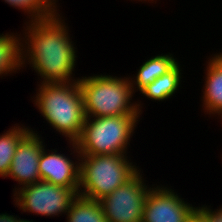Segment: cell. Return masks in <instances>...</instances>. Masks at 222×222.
Instances as JSON below:
<instances>
[{"mask_svg":"<svg viewBox=\"0 0 222 222\" xmlns=\"http://www.w3.org/2000/svg\"><path fill=\"white\" fill-rule=\"evenodd\" d=\"M60 15L58 12L47 19L25 23L23 66L29 64L40 76V83H73L80 79L73 76L77 48Z\"/></svg>","mask_w":222,"mask_h":222,"instance_id":"cell-1","label":"cell"},{"mask_svg":"<svg viewBox=\"0 0 222 222\" xmlns=\"http://www.w3.org/2000/svg\"><path fill=\"white\" fill-rule=\"evenodd\" d=\"M34 104L47 123L60 135L75 142L86 119L83 94L78 81L73 83H40Z\"/></svg>","mask_w":222,"mask_h":222,"instance_id":"cell-2","label":"cell"},{"mask_svg":"<svg viewBox=\"0 0 222 222\" xmlns=\"http://www.w3.org/2000/svg\"><path fill=\"white\" fill-rule=\"evenodd\" d=\"M78 84L86 117L142 114L141 101L131 102L134 92L129 77L94 74L80 77Z\"/></svg>","mask_w":222,"mask_h":222,"instance_id":"cell-3","label":"cell"},{"mask_svg":"<svg viewBox=\"0 0 222 222\" xmlns=\"http://www.w3.org/2000/svg\"><path fill=\"white\" fill-rule=\"evenodd\" d=\"M127 154L80 155L78 195L100 201L130 180L140 169Z\"/></svg>","mask_w":222,"mask_h":222,"instance_id":"cell-4","label":"cell"},{"mask_svg":"<svg viewBox=\"0 0 222 222\" xmlns=\"http://www.w3.org/2000/svg\"><path fill=\"white\" fill-rule=\"evenodd\" d=\"M141 114L86 117L75 141L80 155L128 154L130 139Z\"/></svg>","mask_w":222,"mask_h":222,"instance_id":"cell-5","label":"cell"},{"mask_svg":"<svg viewBox=\"0 0 222 222\" xmlns=\"http://www.w3.org/2000/svg\"><path fill=\"white\" fill-rule=\"evenodd\" d=\"M13 196L14 205L25 213L55 217L66 214L78 194L73 189L41 180L19 188Z\"/></svg>","mask_w":222,"mask_h":222,"instance_id":"cell-6","label":"cell"},{"mask_svg":"<svg viewBox=\"0 0 222 222\" xmlns=\"http://www.w3.org/2000/svg\"><path fill=\"white\" fill-rule=\"evenodd\" d=\"M143 177L139 170L130 180L99 201L107 222H142L145 200L151 188Z\"/></svg>","mask_w":222,"mask_h":222,"instance_id":"cell-7","label":"cell"},{"mask_svg":"<svg viewBox=\"0 0 222 222\" xmlns=\"http://www.w3.org/2000/svg\"><path fill=\"white\" fill-rule=\"evenodd\" d=\"M195 213L196 207L170 187L153 184L147 193L142 222H187Z\"/></svg>","mask_w":222,"mask_h":222,"instance_id":"cell-8","label":"cell"},{"mask_svg":"<svg viewBox=\"0 0 222 222\" xmlns=\"http://www.w3.org/2000/svg\"><path fill=\"white\" fill-rule=\"evenodd\" d=\"M71 152L78 161H72L65 154L57 153L58 150H42L39 160V174L42 181L52 183L56 186L73 189L78 194L79 171H80V153L75 142L69 141ZM47 151V152H46ZM77 156V157H76Z\"/></svg>","mask_w":222,"mask_h":222,"instance_id":"cell-9","label":"cell"},{"mask_svg":"<svg viewBox=\"0 0 222 222\" xmlns=\"http://www.w3.org/2000/svg\"><path fill=\"white\" fill-rule=\"evenodd\" d=\"M35 131H30L18 144L15 155L13 156L10 170L6 176L18 182V186L13 191L16 192L19 187L22 188L41 181L39 174V160L45 145L44 140L37 135Z\"/></svg>","mask_w":222,"mask_h":222,"instance_id":"cell-10","label":"cell"},{"mask_svg":"<svg viewBox=\"0 0 222 222\" xmlns=\"http://www.w3.org/2000/svg\"><path fill=\"white\" fill-rule=\"evenodd\" d=\"M206 62L205 83L203 86L202 107L204 113L222 115V57L214 54Z\"/></svg>","mask_w":222,"mask_h":222,"instance_id":"cell-11","label":"cell"},{"mask_svg":"<svg viewBox=\"0 0 222 222\" xmlns=\"http://www.w3.org/2000/svg\"><path fill=\"white\" fill-rule=\"evenodd\" d=\"M178 62L177 58H174L171 53L164 55L158 54L157 56H153L146 60V62L144 61V63L139 67L136 76H129L133 92L135 93L137 90L141 91L155 79L170 71Z\"/></svg>","mask_w":222,"mask_h":222,"instance_id":"cell-12","label":"cell"},{"mask_svg":"<svg viewBox=\"0 0 222 222\" xmlns=\"http://www.w3.org/2000/svg\"><path fill=\"white\" fill-rule=\"evenodd\" d=\"M0 34V76L20 71L23 66V39L20 34ZM3 75V76H2Z\"/></svg>","mask_w":222,"mask_h":222,"instance_id":"cell-13","label":"cell"},{"mask_svg":"<svg viewBox=\"0 0 222 222\" xmlns=\"http://www.w3.org/2000/svg\"><path fill=\"white\" fill-rule=\"evenodd\" d=\"M182 69L179 62L166 74L155 79L152 83L143 88L140 93L147 99L164 101L171 98L179 90L182 79Z\"/></svg>","mask_w":222,"mask_h":222,"instance_id":"cell-14","label":"cell"},{"mask_svg":"<svg viewBox=\"0 0 222 222\" xmlns=\"http://www.w3.org/2000/svg\"><path fill=\"white\" fill-rule=\"evenodd\" d=\"M32 130L25 125L15 124L0 135V177L6 178L18 144Z\"/></svg>","mask_w":222,"mask_h":222,"instance_id":"cell-15","label":"cell"},{"mask_svg":"<svg viewBox=\"0 0 222 222\" xmlns=\"http://www.w3.org/2000/svg\"><path fill=\"white\" fill-rule=\"evenodd\" d=\"M66 222H107L101 203L78 195L66 213Z\"/></svg>","mask_w":222,"mask_h":222,"instance_id":"cell-16","label":"cell"},{"mask_svg":"<svg viewBox=\"0 0 222 222\" xmlns=\"http://www.w3.org/2000/svg\"><path fill=\"white\" fill-rule=\"evenodd\" d=\"M8 5L26 13L28 21L47 19L55 12L43 0H4Z\"/></svg>","mask_w":222,"mask_h":222,"instance_id":"cell-17","label":"cell"},{"mask_svg":"<svg viewBox=\"0 0 222 222\" xmlns=\"http://www.w3.org/2000/svg\"><path fill=\"white\" fill-rule=\"evenodd\" d=\"M215 210L207 205L197 206L196 214L203 222H222V206Z\"/></svg>","mask_w":222,"mask_h":222,"instance_id":"cell-18","label":"cell"},{"mask_svg":"<svg viewBox=\"0 0 222 222\" xmlns=\"http://www.w3.org/2000/svg\"><path fill=\"white\" fill-rule=\"evenodd\" d=\"M18 216L16 215H9L8 213L0 214V222H17Z\"/></svg>","mask_w":222,"mask_h":222,"instance_id":"cell-19","label":"cell"},{"mask_svg":"<svg viewBox=\"0 0 222 222\" xmlns=\"http://www.w3.org/2000/svg\"><path fill=\"white\" fill-rule=\"evenodd\" d=\"M55 13H58L57 8L59 6H57L56 2H58V0H43Z\"/></svg>","mask_w":222,"mask_h":222,"instance_id":"cell-20","label":"cell"},{"mask_svg":"<svg viewBox=\"0 0 222 222\" xmlns=\"http://www.w3.org/2000/svg\"><path fill=\"white\" fill-rule=\"evenodd\" d=\"M194 222H203L196 213L194 214Z\"/></svg>","mask_w":222,"mask_h":222,"instance_id":"cell-21","label":"cell"},{"mask_svg":"<svg viewBox=\"0 0 222 222\" xmlns=\"http://www.w3.org/2000/svg\"><path fill=\"white\" fill-rule=\"evenodd\" d=\"M17 222H33V220L29 221L27 219H21L19 218Z\"/></svg>","mask_w":222,"mask_h":222,"instance_id":"cell-22","label":"cell"},{"mask_svg":"<svg viewBox=\"0 0 222 222\" xmlns=\"http://www.w3.org/2000/svg\"><path fill=\"white\" fill-rule=\"evenodd\" d=\"M131 1H132V0H131ZM135 1H136V0H135ZM138 1H141V2H143V1H144V2H145V1H146V2H147V1H148V2L151 1V2H149V3H153V2L156 3V2H157V1H154V0H138ZM152 1H153V2H152Z\"/></svg>","mask_w":222,"mask_h":222,"instance_id":"cell-23","label":"cell"},{"mask_svg":"<svg viewBox=\"0 0 222 222\" xmlns=\"http://www.w3.org/2000/svg\"><path fill=\"white\" fill-rule=\"evenodd\" d=\"M187 222H194V215Z\"/></svg>","mask_w":222,"mask_h":222,"instance_id":"cell-24","label":"cell"},{"mask_svg":"<svg viewBox=\"0 0 222 222\" xmlns=\"http://www.w3.org/2000/svg\"><path fill=\"white\" fill-rule=\"evenodd\" d=\"M220 57H222V52L217 53Z\"/></svg>","mask_w":222,"mask_h":222,"instance_id":"cell-25","label":"cell"}]
</instances>
